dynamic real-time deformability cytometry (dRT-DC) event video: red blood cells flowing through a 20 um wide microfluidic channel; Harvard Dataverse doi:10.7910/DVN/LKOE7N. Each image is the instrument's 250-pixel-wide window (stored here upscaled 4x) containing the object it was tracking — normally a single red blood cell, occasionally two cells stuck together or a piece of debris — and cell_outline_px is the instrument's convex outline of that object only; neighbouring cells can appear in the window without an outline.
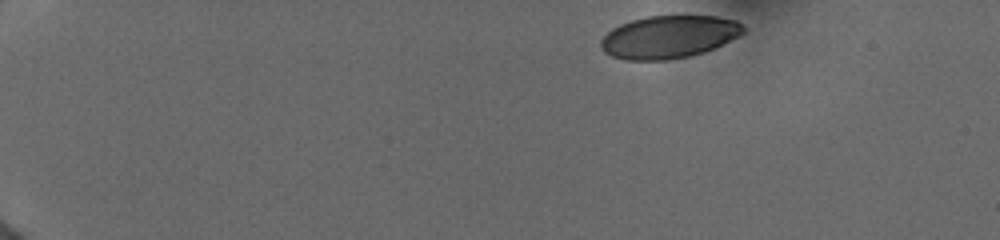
{"species": "human", "species_latin": "Homo sapiens", "temperature_condition": "cold", "stored_images_in_passage": 39, "camera_frame_rate_fps": 3000, "um_per_image_px": 0.085, "donor": {"sex": "female"}, "frame": {"image": 1, "passage_image": 1, "time_ms": 0.0, "image_size_px": [1000, 240], "cell_outline_px": [[744, 32], [704, 52], [688, 56], [668, 60], [624, 60], [612, 56], [604, 52], [600, 48], [600, 40], [612, 28], [620, 24], [632, 20], [648, 16], [716, 16], [736, 20], [744, 28]], "centroid_in_image_um": [56.79, 3.14], "position_along_channel_um": 28.2, "area_um2": 35.14}}
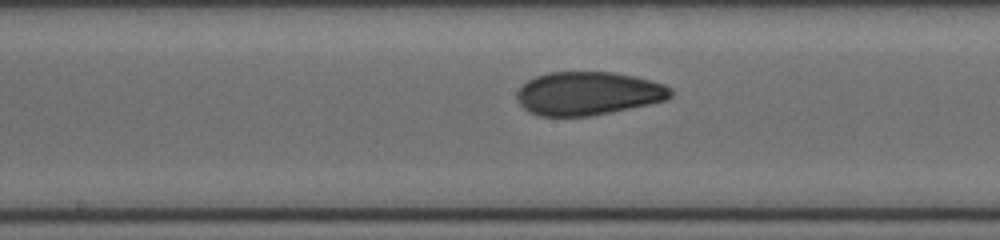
{"frame": {"image": 2, "passage_image": 20, "time_ms": 7.333, "image_size_px": [1000, 240], "cell_outline_px": [[672, 96], [668, 100], [612, 112], [588, 116], [540, 116], [528, 112], [520, 104], [516, 96], [516, 92], [528, 80], [536, 76], [548, 72], [612, 72], [632, 76], [664, 84], [672, 88]], "centroid_in_image_um": [49.99, 7.95], "position_along_channel_um": 198.2, "area_um2": 38.9}}
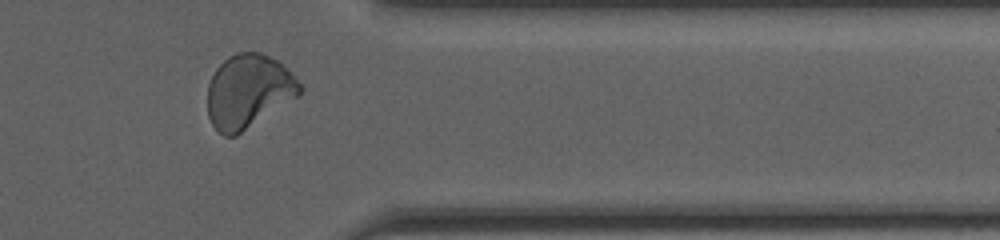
{"frame": {"image": 3, "passage_image": 34, "time_ms": 12.333, "image_size_px": [1000, 240], "cell_outline_px": [[304, 88], [300, 96], [236, 136], [224, 136], [216, 132], [208, 116], [208, 84], [216, 68], [228, 56], [236, 52], [260, 52], [276, 60]], "centroid_in_image_um": [21.1, 7.79], "position_along_channel_um": 390.3, "area_um2": 39.65}, "authors_computed_cell_mechanics": {"area_um2": 38.8994, "velocity_mm_per_s": 3.9351, "shape_relaxation_time_tau1_ms": 6.5877, "shape_relaxation_time_tau2_ms": 1.3396, "deformation_change_tau1": 0.1637, "deformation_change_tau2": 0.067}}